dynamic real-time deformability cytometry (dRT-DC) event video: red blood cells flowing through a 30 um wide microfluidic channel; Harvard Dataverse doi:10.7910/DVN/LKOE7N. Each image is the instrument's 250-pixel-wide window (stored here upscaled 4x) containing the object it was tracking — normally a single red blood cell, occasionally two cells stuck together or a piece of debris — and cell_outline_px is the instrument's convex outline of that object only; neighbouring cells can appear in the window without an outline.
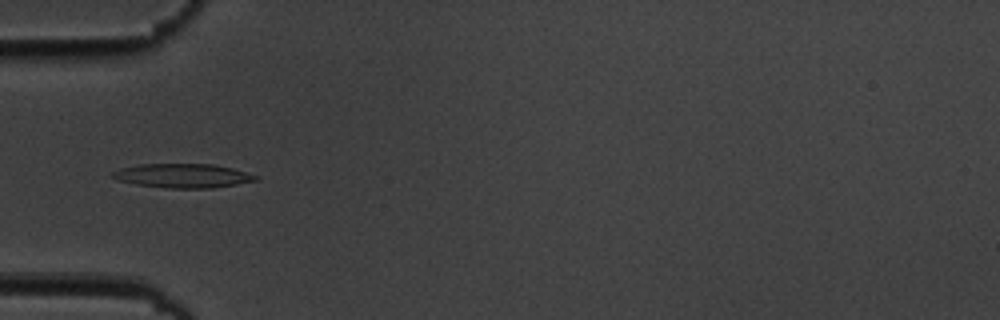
{"species": "common noctule bat (a hibernating species)", "species_latin": "Nyctalus noctula", "temperature_condition": "cold", "stored_images_in_passage": 8, "camera_frame_rate_fps": 3000, "um_per_image_px": 0.085, "animal": {"sex": "male", "body_mass_g": 19.5, "forearm_length_mm": 54.6}, "frame": {"image": 1, "passage_image": 5, "time_ms": 4.667, "image_size_px": [1000, 320], "cell_outline_px": [[260, 180], [212, 188], [168, 188], [136, 184], [120, 180], [112, 176], [112, 172], [120, 168], [140, 164], [212, 164], [232, 168], [256, 176]], "centroid_in_image_um": [15.54, 14.93], "position_along_channel_um": 69.5, "area_um2": 19.83}}
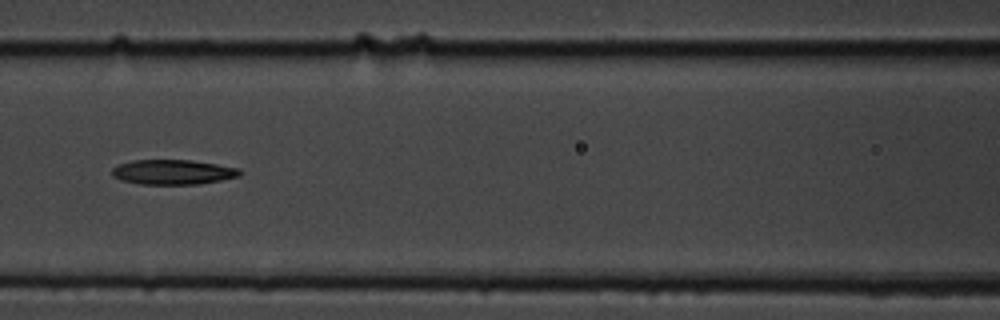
{"frame": {"image": 2, "passage_image": 7, "time_ms": 7.0, "image_size_px": [1000, 320], "cell_outline_px": [[244, 172], [240, 176], [200, 184], [140, 184], [120, 180], [112, 176], [112, 168], [116, 164], [132, 160], [192, 160], [240, 168]], "centroid_in_image_um": [14.69, 14.62], "position_along_channel_um": 151.9, "area_um2": 18.73}}
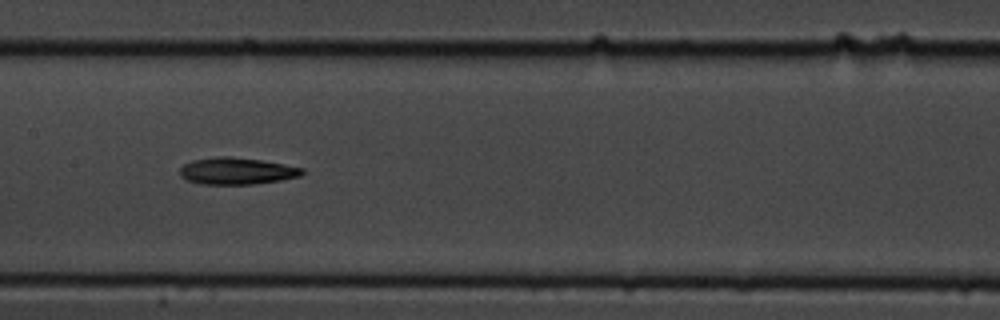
{"frame": {"image": 3, "passage_image": 8, "time_ms": 8.0, "image_size_px": [1000, 320], "cell_outline_px": [[304, 172], [300, 176], [280, 180], [252, 184], [200, 184], [188, 180], [180, 176], [180, 168], [184, 164], [192, 160], [220, 156], [228, 156], [260, 160], [284, 164], [304, 168]], "centroid_in_image_um": [20.11, 14.53], "position_along_channel_um": 187.3, "area_um2": 19.02}}